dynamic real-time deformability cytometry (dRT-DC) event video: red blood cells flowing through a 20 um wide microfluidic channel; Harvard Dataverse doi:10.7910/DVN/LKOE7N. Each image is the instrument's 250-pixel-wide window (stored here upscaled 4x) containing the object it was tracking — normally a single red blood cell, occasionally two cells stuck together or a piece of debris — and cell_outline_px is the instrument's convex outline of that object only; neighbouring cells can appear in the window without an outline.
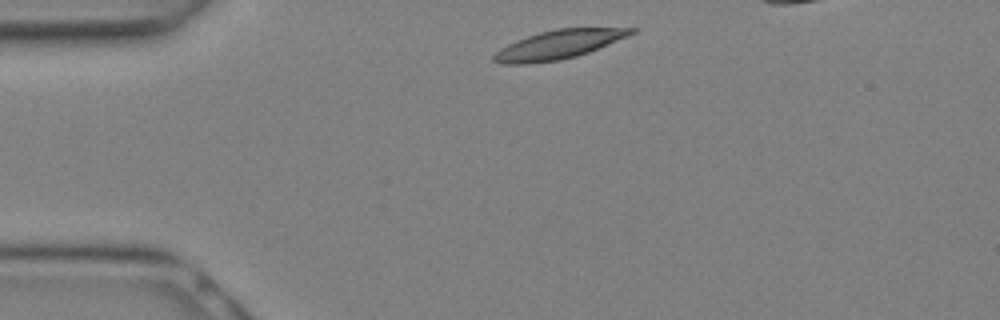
{"species": "Egyptian fruit bat (a non-hibernating species)", "species_latin": "Rousettus aegyptiacus", "temperature_condition": "warm", "stored_images_in_passage": 5, "camera_frame_rate_fps": 3000, "um_per_image_px": 0.085, "animal": {"sex": "female"}, "frame": {"image": 1, "passage_image": 1, "time_ms": 0.0, "image_size_px": [1000, 320], "cell_outline_px": [[640, 28], [636, 32], [628, 36], [588, 52], [576, 56], [560, 60], [528, 64], [500, 64], [492, 60], [492, 56], [500, 48], [516, 40], [540, 32], [556, 28]], "centroid_in_image_um": [47.45, 3.79], "position_along_channel_um": 37.5, "area_um2": 23.0}}
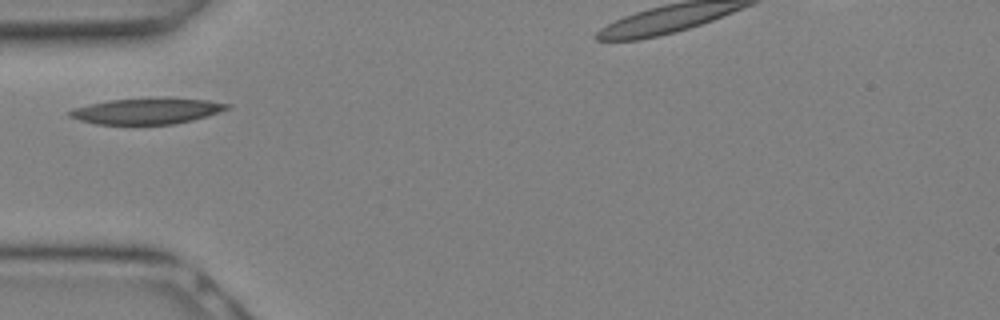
{"frame": {"image": 2, "passage_image": 4, "time_ms": 1.0, "image_size_px": [1000, 320], "cell_outline_px": [[232, 108], [192, 120], [172, 124], [96, 124], [80, 120], [68, 116], [64, 112], [72, 108], [88, 104], [108, 100], [208, 100], [232, 104]], "centroid_in_image_um": [12.41, 9.47], "position_along_channel_um": 72.6, "area_um2": 23.0}}